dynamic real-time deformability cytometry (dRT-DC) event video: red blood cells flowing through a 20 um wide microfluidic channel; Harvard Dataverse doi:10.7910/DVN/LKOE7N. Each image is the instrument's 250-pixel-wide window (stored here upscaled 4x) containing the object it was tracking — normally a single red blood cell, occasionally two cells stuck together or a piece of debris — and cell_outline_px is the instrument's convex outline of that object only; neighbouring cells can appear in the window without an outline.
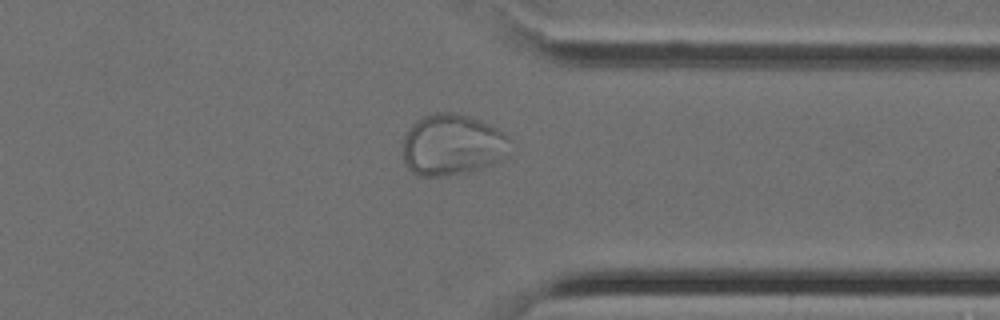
{"species": "Egyptian fruit bat (a non-hibernating species)", "species_latin": "Rousettus aegyptiacus", "temperature_condition": "cold", "stored_images_in_passage": 27, "camera_frame_rate_fps": 3000, "um_per_image_px": 0.085, "animal": {"sex": "female"}, "frame": {"image": 1, "passage_image": 19, "time_ms": 6.0, "image_size_px": [1000, 320], "cell_outline_px": [[508, 156], [504, 160], [468, 172], [444, 176], [420, 176], [412, 172], [404, 164], [404, 136], [412, 124], [416, 120], [424, 116], [436, 112], [456, 112], [472, 116], [492, 124], [500, 128], [508, 136]], "centroid_in_image_um": [38.47, 12.29], "position_along_channel_um": 372.9, "area_um2": 38.84}}
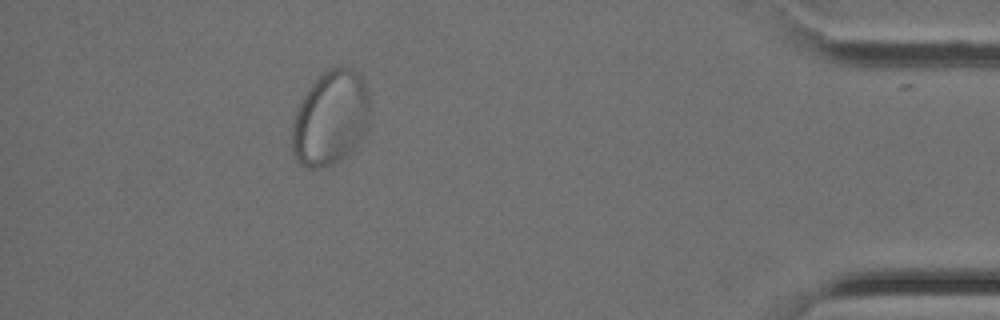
{"frame": {"image": 2, "passage_image": 24, "time_ms": 7.667, "image_size_px": [1000, 320], "cell_outline_px": [[368, 120], [360, 140], [348, 156], [332, 164], [320, 168], [304, 168], [296, 160], [292, 152], [292, 128], [296, 112], [308, 88], [324, 72], [332, 68], [352, 68], [360, 72], [368, 88]], "centroid_in_image_um": [28.09, 10.06], "position_along_channel_um": 407.1, "area_um2": 42.71}}